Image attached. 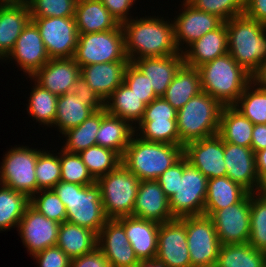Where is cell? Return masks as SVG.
Here are the masks:
<instances>
[{
    "instance_id": "cell-1",
    "label": "cell",
    "mask_w": 266,
    "mask_h": 267,
    "mask_svg": "<svg viewBox=\"0 0 266 267\" xmlns=\"http://www.w3.org/2000/svg\"><path fill=\"white\" fill-rule=\"evenodd\" d=\"M159 16L139 15L140 19L133 16L131 20L121 24L125 51L130 62L144 57H164L180 52L175 44L173 21Z\"/></svg>"
},
{
    "instance_id": "cell-2",
    "label": "cell",
    "mask_w": 266,
    "mask_h": 267,
    "mask_svg": "<svg viewBox=\"0 0 266 267\" xmlns=\"http://www.w3.org/2000/svg\"><path fill=\"white\" fill-rule=\"evenodd\" d=\"M228 53L255 77L266 62V25L245 14L226 21Z\"/></svg>"
},
{
    "instance_id": "cell-3",
    "label": "cell",
    "mask_w": 266,
    "mask_h": 267,
    "mask_svg": "<svg viewBox=\"0 0 266 267\" xmlns=\"http://www.w3.org/2000/svg\"><path fill=\"white\" fill-rule=\"evenodd\" d=\"M201 91L222 106H233L246 86L254 79L229 53L198 67Z\"/></svg>"
},
{
    "instance_id": "cell-4",
    "label": "cell",
    "mask_w": 266,
    "mask_h": 267,
    "mask_svg": "<svg viewBox=\"0 0 266 267\" xmlns=\"http://www.w3.org/2000/svg\"><path fill=\"white\" fill-rule=\"evenodd\" d=\"M183 147L145 141L134 134L121 157V163L140 181L157 180L183 156Z\"/></svg>"
},
{
    "instance_id": "cell-5",
    "label": "cell",
    "mask_w": 266,
    "mask_h": 267,
    "mask_svg": "<svg viewBox=\"0 0 266 267\" xmlns=\"http://www.w3.org/2000/svg\"><path fill=\"white\" fill-rule=\"evenodd\" d=\"M53 190L65 205L67 222L99 233L108 218L97 183L83 186L60 181Z\"/></svg>"
},
{
    "instance_id": "cell-6",
    "label": "cell",
    "mask_w": 266,
    "mask_h": 267,
    "mask_svg": "<svg viewBox=\"0 0 266 267\" xmlns=\"http://www.w3.org/2000/svg\"><path fill=\"white\" fill-rule=\"evenodd\" d=\"M223 106L201 91L177 111L180 146L218 134Z\"/></svg>"
},
{
    "instance_id": "cell-7",
    "label": "cell",
    "mask_w": 266,
    "mask_h": 267,
    "mask_svg": "<svg viewBox=\"0 0 266 267\" xmlns=\"http://www.w3.org/2000/svg\"><path fill=\"white\" fill-rule=\"evenodd\" d=\"M108 219L132 216L140 180L122 163L96 180Z\"/></svg>"
},
{
    "instance_id": "cell-8",
    "label": "cell",
    "mask_w": 266,
    "mask_h": 267,
    "mask_svg": "<svg viewBox=\"0 0 266 267\" xmlns=\"http://www.w3.org/2000/svg\"><path fill=\"white\" fill-rule=\"evenodd\" d=\"M208 178L183 155L178 160L177 192L169 198L174 218L204 215Z\"/></svg>"
},
{
    "instance_id": "cell-9",
    "label": "cell",
    "mask_w": 266,
    "mask_h": 267,
    "mask_svg": "<svg viewBox=\"0 0 266 267\" xmlns=\"http://www.w3.org/2000/svg\"><path fill=\"white\" fill-rule=\"evenodd\" d=\"M73 59L80 67L96 63L129 61L122 25L105 32L79 34Z\"/></svg>"
},
{
    "instance_id": "cell-10",
    "label": "cell",
    "mask_w": 266,
    "mask_h": 267,
    "mask_svg": "<svg viewBox=\"0 0 266 267\" xmlns=\"http://www.w3.org/2000/svg\"><path fill=\"white\" fill-rule=\"evenodd\" d=\"M41 150L14 145L5 152L0 166V183L31 198L37 193L35 168Z\"/></svg>"
},
{
    "instance_id": "cell-11",
    "label": "cell",
    "mask_w": 266,
    "mask_h": 267,
    "mask_svg": "<svg viewBox=\"0 0 266 267\" xmlns=\"http://www.w3.org/2000/svg\"><path fill=\"white\" fill-rule=\"evenodd\" d=\"M186 226V237L192 267H215L221 242L209 216L179 218Z\"/></svg>"
},
{
    "instance_id": "cell-12",
    "label": "cell",
    "mask_w": 266,
    "mask_h": 267,
    "mask_svg": "<svg viewBox=\"0 0 266 267\" xmlns=\"http://www.w3.org/2000/svg\"><path fill=\"white\" fill-rule=\"evenodd\" d=\"M37 26L50 59L73 58L78 43L74 17L31 18Z\"/></svg>"
},
{
    "instance_id": "cell-13",
    "label": "cell",
    "mask_w": 266,
    "mask_h": 267,
    "mask_svg": "<svg viewBox=\"0 0 266 267\" xmlns=\"http://www.w3.org/2000/svg\"><path fill=\"white\" fill-rule=\"evenodd\" d=\"M210 218L221 242L225 244H245L250 237V193L238 203L216 210Z\"/></svg>"
},
{
    "instance_id": "cell-14",
    "label": "cell",
    "mask_w": 266,
    "mask_h": 267,
    "mask_svg": "<svg viewBox=\"0 0 266 267\" xmlns=\"http://www.w3.org/2000/svg\"><path fill=\"white\" fill-rule=\"evenodd\" d=\"M181 3L182 9L180 6L179 15H175L173 25L176 47L183 52L195 40L217 29L224 21L214 14L196 9L187 0Z\"/></svg>"
},
{
    "instance_id": "cell-15",
    "label": "cell",
    "mask_w": 266,
    "mask_h": 267,
    "mask_svg": "<svg viewBox=\"0 0 266 267\" xmlns=\"http://www.w3.org/2000/svg\"><path fill=\"white\" fill-rule=\"evenodd\" d=\"M60 223L50 220L30 204L18 225V234L27 253L33 255L48 247L56 246Z\"/></svg>"
},
{
    "instance_id": "cell-16",
    "label": "cell",
    "mask_w": 266,
    "mask_h": 267,
    "mask_svg": "<svg viewBox=\"0 0 266 267\" xmlns=\"http://www.w3.org/2000/svg\"><path fill=\"white\" fill-rule=\"evenodd\" d=\"M183 155L208 179L226 176L224 141L218 134L186 143Z\"/></svg>"
},
{
    "instance_id": "cell-17",
    "label": "cell",
    "mask_w": 266,
    "mask_h": 267,
    "mask_svg": "<svg viewBox=\"0 0 266 267\" xmlns=\"http://www.w3.org/2000/svg\"><path fill=\"white\" fill-rule=\"evenodd\" d=\"M5 60H13L28 78L50 60L39 30L32 21L21 32Z\"/></svg>"
},
{
    "instance_id": "cell-18",
    "label": "cell",
    "mask_w": 266,
    "mask_h": 267,
    "mask_svg": "<svg viewBox=\"0 0 266 267\" xmlns=\"http://www.w3.org/2000/svg\"><path fill=\"white\" fill-rule=\"evenodd\" d=\"M156 258L166 267H192L186 226L179 218L160 224Z\"/></svg>"
},
{
    "instance_id": "cell-19",
    "label": "cell",
    "mask_w": 266,
    "mask_h": 267,
    "mask_svg": "<svg viewBox=\"0 0 266 267\" xmlns=\"http://www.w3.org/2000/svg\"><path fill=\"white\" fill-rule=\"evenodd\" d=\"M97 248L106 256L111 267H134L139 262L124 226L117 219H108L101 228Z\"/></svg>"
},
{
    "instance_id": "cell-20",
    "label": "cell",
    "mask_w": 266,
    "mask_h": 267,
    "mask_svg": "<svg viewBox=\"0 0 266 267\" xmlns=\"http://www.w3.org/2000/svg\"><path fill=\"white\" fill-rule=\"evenodd\" d=\"M226 176L240 184L249 193H256L260 184L255 152L250 147L224 142Z\"/></svg>"
},
{
    "instance_id": "cell-21",
    "label": "cell",
    "mask_w": 266,
    "mask_h": 267,
    "mask_svg": "<svg viewBox=\"0 0 266 267\" xmlns=\"http://www.w3.org/2000/svg\"><path fill=\"white\" fill-rule=\"evenodd\" d=\"M80 76V66L73 58L50 59L31 78L44 89L60 96L72 92Z\"/></svg>"
},
{
    "instance_id": "cell-22",
    "label": "cell",
    "mask_w": 266,
    "mask_h": 267,
    "mask_svg": "<svg viewBox=\"0 0 266 267\" xmlns=\"http://www.w3.org/2000/svg\"><path fill=\"white\" fill-rule=\"evenodd\" d=\"M132 216L159 224L175 219L157 180L140 181Z\"/></svg>"
},
{
    "instance_id": "cell-23",
    "label": "cell",
    "mask_w": 266,
    "mask_h": 267,
    "mask_svg": "<svg viewBox=\"0 0 266 267\" xmlns=\"http://www.w3.org/2000/svg\"><path fill=\"white\" fill-rule=\"evenodd\" d=\"M130 61L96 63L80 67V75L90 88L105 102L123 83Z\"/></svg>"
},
{
    "instance_id": "cell-24",
    "label": "cell",
    "mask_w": 266,
    "mask_h": 267,
    "mask_svg": "<svg viewBox=\"0 0 266 267\" xmlns=\"http://www.w3.org/2000/svg\"><path fill=\"white\" fill-rule=\"evenodd\" d=\"M117 220L124 226L129 244L139 261L156 257L159 223L134 216L120 217Z\"/></svg>"
},
{
    "instance_id": "cell-25",
    "label": "cell",
    "mask_w": 266,
    "mask_h": 267,
    "mask_svg": "<svg viewBox=\"0 0 266 267\" xmlns=\"http://www.w3.org/2000/svg\"><path fill=\"white\" fill-rule=\"evenodd\" d=\"M182 53L184 64L194 68L228 53L226 22L195 40Z\"/></svg>"
},
{
    "instance_id": "cell-26",
    "label": "cell",
    "mask_w": 266,
    "mask_h": 267,
    "mask_svg": "<svg viewBox=\"0 0 266 267\" xmlns=\"http://www.w3.org/2000/svg\"><path fill=\"white\" fill-rule=\"evenodd\" d=\"M148 77L157 97H162L184 64L183 53L164 57H144L133 62Z\"/></svg>"
},
{
    "instance_id": "cell-27",
    "label": "cell",
    "mask_w": 266,
    "mask_h": 267,
    "mask_svg": "<svg viewBox=\"0 0 266 267\" xmlns=\"http://www.w3.org/2000/svg\"><path fill=\"white\" fill-rule=\"evenodd\" d=\"M30 21V10L25 0L0 4V52L5 57Z\"/></svg>"
},
{
    "instance_id": "cell-28",
    "label": "cell",
    "mask_w": 266,
    "mask_h": 267,
    "mask_svg": "<svg viewBox=\"0 0 266 267\" xmlns=\"http://www.w3.org/2000/svg\"><path fill=\"white\" fill-rule=\"evenodd\" d=\"M74 19L78 34L105 32L121 25L101 0H77Z\"/></svg>"
},
{
    "instance_id": "cell-29",
    "label": "cell",
    "mask_w": 266,
    "mask_h": 267,
    "mask_svg": "<svg viewBox=\"0 0 266 267\" xmlns=\"http://www.w3.org/2000/svg\"><path fill=\"white\" fill-rule=\"evenodd\" d=\"M134 134L135 128L128 121L102 109V121L96 134L97 145L112 149L122 157Z\"/></svg>"
},
{
    "instance_id": "cell-30",
    "label": "cell",
    "mask_w": 266,
    "mask_h": 267,
    "mask_svg": "<svg viewBox=\"0 0 266 267\" xmlns=\"http://www.w3.org/2000/svg\"><path fill=\"white\" fill-rule=\"evenodd\" d=\"M97 241L98 234L91 229L66 221L59 226L56 245L73 259L95 250Z\"/></svg>"
},
{
    "instance_id": "cell-31",
    "label": "cell",
    "mask_w": 266,
    "mask_h": 267,
    "mask_svg": "<svg viewBox=\"0 0 266 267\" xmlns=\"http://www.w3.org/2000/svg\"><path fill=\"white\" fill-rule=\"evenodd\" d=\"M248 191L227 176L208 179L204 215L211 216L216 210L238 203Z\"/></svg>"
},
{
    "instance_id": "cell-32",
    "label": "cell",
    "mask_w": 266,
    "mask_h": 267,
    "mask_svg": "<svg viewBox=\"0 0 266 267\" xmlns=\"http://www.w3.org/2000/svg\"><path fill=\"white\" fill-rule=\"evenodd\" d=\"M200 92L201 81L198 68L183 64L162 97L178 111Z\"/></svg>"
},
{
    "instance_id": "cell-33",
    "label": "cell",
    "mask_w": 266,
    "mask_h": 267,
    "mask_svg": "<svg viewBox=\"0 0 266 267\" xmlns=\"http://www.w3.org/2000/svg\"><path fill=\"white\" fill-rule=\"evenodd\" d=\"M146 106L124 82L104 102L108 113L128 121L133 127L142 120Z\"/></svg>"
},
{
    "instance_id": "cell-34",
    "label": "cell",
    "mask_w": 266,
    "mask_h": 267,
    "mask_svg": "<svg viewBox=\"0 0 266 267\" xmlns=\"http://www.w3.org/2000/svg\"><path fill=\"white\" fill-rule=\"evenodd\" d=\"M254 124L233 106H223L218 135L224 142L250 147Z\"/></svg>"
},
{
    "instance_id": "cell-35",
    "label": "cell",
    "mask_w": 266,
    "mask_h": 267,
    "mask_svg": "<svg viewBox=\"0 0 266 267\" xmlns=\"http://www.w3.org/2000/svg\"><path fill=\"white\" fill-rule=\"evenodd\" d=\"M96 111L84 104L72 91L58 96L57 111L53 126L61 135L69 129L78 127Z\"/></svg>"
},
{
    "instance_id": "cell-36",
    "label": "cell",
    "mask_w": 266,
    "mask_h": 267,
    "mask_svg": "<svg viewBox=\"0 0 266 267\" xmlns=\"http://www.w3.org/2000/svg\"><path fill=\"white\" fill-rule=\"evenodd\" d=\"M215 267H266V253L249 243L221 245Z\"/></svg>"
},
{
    "instance_id": "cell-37",
    "label": "cell",
    "mask_w": 266,
    "mask_h": 267,
    "mask_svg": "<svg viewBox=\"0 0 266 267\" xmlns=\"http://www.w3.org/2000/svg\"><path fill=\"white\" fill-rule=\"evenodd\" d=\"M233 107L254 125L266 124V87L254 78Z\"/></svg>"
},
{
    "instance_id": "cell-38",
    "label": "cell",
    "mask_w": 266,
    "mask_h": 267,
    "mask_svg": "<svg viewBox=\"0 0 266 267\" xmlns=\"http://www.w3.org/2000/svg\"><path fill=\"white\" fill-rule=\"evenodd\" d=\"M30 198L0 183V233L18 228Z\"/></svg>"
},
{
    "instance_id": "cell-39",
    "label": "cell",
    "mask_w": 266,
    "mask_h": 267,
    "mask_svg": "<svg viewBox=\"0 0 266 267\" xmlns=\"http://www.w3.org/2000/svg\"><path fill=\"white\" fill-rule=\"evenodd\" d=\"M30 80L34 85L27 99V113L36 123L51 128L56 117L58 96L38 85L31 77Z\"/></svg>"
},
{
    "instance_id": "cell-40",
    "label": "cell",
    "mask_w": 266,
    "mask_h": 267,
    "mask_svg": "<svg viewBox=\"0 0 266 267\" xmlns=\"http://www.w3.org/2000/svg\"><path fill=\"white\" fill-rule=\"evenodd\" d=\"M102 121V110L96 111L89 118L84 120L78 127L67 130L62 134V149L72 153H79L82 150L96 145V137Z\"/></svg>"
},
{
    "instance_id": "cell-41",
    "label": "cell",
    "mask_w": 266,
    "mask_h": 267,
    "mask_svg": "<svg viewBox=\"0 0 266 267\" xmlns=\"http://www.w3.org/2000/svg\"><path fill=\"white\" fill-rule=\"evenodd\" d=\"M78 154L95 180L115 170L122 159L114 150L97 144Z\"/></svg>"
},
{
    "instance_id": "cell-42",
    "label": "cell",
    "mask_w": 266,
    "mask_h": 267,
    "mask_svg": "<svg viewBox=\"0 0 266 267\" xmlns=\"http://www.w3.org/2000/svg\"><path fill=\"white\" fill-rule=\"evenodd\" d=\"M134 128L142 140L180 145L177 121H140Z\"/></svg>"
},
{
    "instance_id": "cell-43",
    "label": "cell",
    "mask_w": 266,
    "mask_h": 267,
    "mask_svg": "<svg viewBox=\"0 0 266 267\" xmlns=\"http://www.w3.org/2000/svg\"><path fill=\"white\" fill-rule=\"evenodd\" d=\"M35 174L37 192L42 189H53L61 181V164L59 152L42 150L36 161Z\"/></svg>"
},
{
    "instance_id": "cell-44",
    "label": "cell",
    "mask_w": 266,
    "mask_h": 267,
    "mask_svg": "<svg viewBox=\"0 0 266 267\" xmlns=\"http://www.w3.org/2000/svg\"><path fill=\"white\" fill-rule=\"evenodd\" d=\"M248 243L266 253V202L250 193V237Z\"/></svg>"
},
{
    "instance_id": "cell-45",
    "label": "cell",
    "mask_w": 266,
    "mask_h": 267,
    "mask_svg": "<svg viewBox=\"0 0 266 267\" xmlns=\"http://www.w3.org/2000/svg\"><path fill=\"white\" fill-rule=\"evenodd\" d=\"M59 161L61 164V181L83 186L96 183L78 153L68 152L61 148Z\"/></svg>"
},
{
    "instance_id": "cell-46",
    "label": "cell",
    "mask_w": 266,
    "mask_h": 267,
    "mask_svg": "<svg viewBox=\"0 0 266 267\" xmlns=\"http://www.w3.org/2000/svg\"><path fill=\"white\" fill-rule=\"evenodd\" d=\"M30 205L57 223L66 222V209L53 189H42L30 198Z\"/></svg>"
},
{
    "instance_id": "cell-47",
    "label": "cell",
    "mask_w": 266,
    "mask_h": 267,
    "mask_svg": "<svg viewBox=\"0 0 266 267\" xmlns=\"http://www.w3.org/2000/svg\"><path fill=\"white\" fill-rule=\"evenodd\" d=\"M31 18L74 17L77 0H25Z\"/></svg>"
},
{
    "instance_id": "cell-48",
    "label": "cell",
    "mask_w": 266,
    "mask_h": 267,
    "mask_svg": "<svg viewBox=\"0 0 266 267\" xmlns=\"http://www.w3.org/2000/svg\"><path fill=\"white\" fill-rule=\"evenodd\" d=\"M196 9L218 16L224 22L244 14V0H187Z\"/></svg>"
},
{
    "instance_id": "cell-49",
    "label": "cell",
    "mask_w": 266,
    "mask_h": 267,
    "mask_svg": "<svg viewBox=\"0 0 266 267\" xmlns=\"http://www.w3.org/2000/svg\"><path fill=\"white\" fill-rule=\"evenodd\" d=\"M146 105L157 98L148 77L132 62L126 67L123 81Z\"/></svg>"
},
{
    "instance_id": "cell-50",
    "label": "cell",
    "mask_w": 266,
    "mask_h": 267,
    "mask_svg": "<svg viewBox=\"0 0 266 267\" xmlns=\"http://www.w3.org/2000/svg\"><path fill=\"white\" fill-rule=\"evenodd\" d=\"M177 121V110L163 97H157L145 108L141 121Z\"/></svg>"
},
{
    "instance_id": "cell-51",
    "label": "cell",
    "mask_w": 266,
    "mask_h": 267,
    "mask_svg": "<svg viewBox=\"0 0 266 267\" xmlns=\"http://www.w3.org/2000/svg\"><path fill=\"white\" fill-rule=\"evenodd\" d=\"M37 267H70V258L57 245L32 256Z\"/></svg>"
},
{
    "instance_id": "cell-52",
    "label": "cell",
    "mask_w": 266,
    "mask_h": 267,
    "mask_svg": "<svg viewBox=\"0 0 266 267\" xmlns=\"http://www.w3.org/2000/svg\"><path fill=\"white\" fill-rule=\"evenodd\" d=\"M73 92L77 95L78 98H81V101L84 102V104L92 107L95 111H99L104 108V102L90 88V86L81 75L74 84Z\"/></svg>"
},
{
    "instance_id": "cell-53",
    "label": "cell",
    "mask_w": 266,
    "mask_h": 267,
    "mask_svg": "<svg viewBox=\"0 0 266 267\" xmlns=\"http://www.w3.org/2000/svg\"><path fill=\"white\" fill-rule=\"evenodd\" d=\"M110 14L122 24L125 21L131 20L130 10L133 9L134 3L137 0H101ZM130 15V16H129Z\"/></svg>"
},
{
    "instance_id": "cell-54",
    "label": "cell",
    "mask_w": 266,
    "mask_h": 267,
    "mask_svg": "<svg viewBox=\"0 0 266 267\" xmlns=\"http://www.w3.org/2000/svg\"><path fill=\"white\" fill-rule=\"evenodd\" d=\"M70 267H111L106 256L96 248L90 253L70 260Z\"/></svg>"
},
{
    "instance_id": "cell-55",
    "label": "cell",
    "mask_w": 266,
    "mask_h": 267,
    "mask_svg": "<svg viewBox=\"0 0 266 267\" xmlns=\"http://www.w3.org/2000/svg\"><path fill=\"white\" fill-rule=\"evenodd\" d=\"M157 181L168 199L175 194L178 184V161L162 173Z\"/></svg>"
},
{
    "instance_id": "cell-56",
    "label": "cell",
    "mask_w": 266,
    "mask_h": 267,
    "mask_svg": "<svg viewBox=\"0 0 266 267\" xmlns=\"http://www.w3.org/2000/svg\"><path fill=\"white\" fill-rule=\"evenodd\" d=\"M244 14L266 25V0H244Z\"/></svg>"
},
{
    "instance_id": "cell-57",
    "label": "cell",
    "mask_w": 266,
    "mask_h": 267,
    "mask_svg": "<svg viewBox=\"0 0 266 267\" xmlns=\"http://www.w3.org/2000/svg\"><path fill=\"white\" fill-rule=\"evenodd\" d=\"M251 148L255 153L266 148V124L254 125Z\"/></svg>"
},
{
    "instance_id": "cell-58",
    "label": "cell",
    "mask_w": 266,
    "mask_h": 267,
    "mask_svg": "<svg viewBox=\"0 0 266 267\" xmlns=\"http://www.w3.org/2000/svg\"><path fill=\"white\" fill-rule=\"evenodd\" d=\"M257 175L260 181L266 180V148L255 153Z\"/></svg>"
},
{
    "instance_id": "cell-59",
    "label": "cell",
    "mask_w": 266,
    "mask_h": 267,
    "mask_svg": "<svg viewBox=\"0 0 266 267\" xmlns=\"http://www.w3.org/2000/svg\"><path fill=\"white\" fill-rule=\"evenodd\" d=\"M134 267H166V264L158 258L140 260Z\"/></svg>"
},
{
    "instance_id": "cell-60",
    "label": "cell",
    "mask_w": 266,
    "mask_h": 267,
    "mask_svg": "<svg viewBox=\"0 0 266 267\" xmlns=\"http://www.w3.org/2000/svg\"><path fill=\"white\" fill-rule=\"evenodd\" d=\"M263 87H266V62L262 70L254 77Z\"/></svg>"
},
{
    "instance_id": "cell-61",
    "label": "cell",
    "mask_w": 266,
    "mask_h": 267,
    "mask_svg": "<svg viewBox=\"0 0 266 267\" xmlns=\"http://www.w3.org/2000/svg\"><path fill=\"white\" fill-rule=\"evenodd\" d=\"M256 194L266 202V180L260 182Z\"/></svg>"
},
{
    "instance_id": "cell-62",
    "label": "cell",
    "mask_w": 266,
    "mask_h": 267,
    "mask_svg": "<svg viewBox=\"0 0 266 267\" xmlns=\"http://www.w3.org/2000/svg\"><path fill=\"white\" fill-rule=\"evenodd\" d=\"M17 1H21V0H0V4H2V3H14Z\"/></svg>"
},
{
    "instance_id": "cell-63",
    "label": "cell",
    "mask_w": 266,
    "mask_h": 267,
    "mask_svg": "<svg viewBox=\"0 0 266 267\" xmlns=\"http://www.w3.org/2000/svg\"><path fill=\"white\" fill-rule=\"evenodd\" d=\"M0 60H1V62L3 61H5L6 62V60H5V56L0 52Z\"/></svg>"
}]
</instances>
